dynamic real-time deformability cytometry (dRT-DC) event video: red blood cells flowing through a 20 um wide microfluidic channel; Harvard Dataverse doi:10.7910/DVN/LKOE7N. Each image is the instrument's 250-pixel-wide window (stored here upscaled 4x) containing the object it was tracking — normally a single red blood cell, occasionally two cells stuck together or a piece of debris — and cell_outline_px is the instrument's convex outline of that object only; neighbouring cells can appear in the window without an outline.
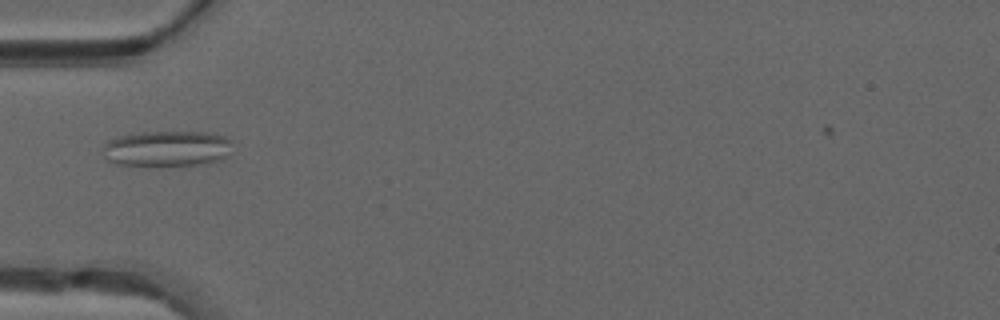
{"species": "common noctule bat (a hibernating species)", "species_latin": "Nyctalus noctula", "temperature_condition": "warm", "stored_images_in_passage": 36, "camera_frame_rate_fps": 3000, "um_per_image_px": 0.085, "animal": {"sex": "male", "forearm_length_mm": 52.5}, "frame": {"image": 1, "passage_image": 3, "time_ms": 0.667, "image_size_px": [1000, 320], "cell_outline_px": [[232, 140], [224, 156], [220, 160], [204, 164], [116, 164], [108, 160], [104, 156], [104, 144], [108, 140], [120, 136], [144, 132], [204, 132], [224, 136]], "centroid_in_image_um": [14.17, 12.6], "position_along_channel_um": 70.8, "area_um2": 26.18}}
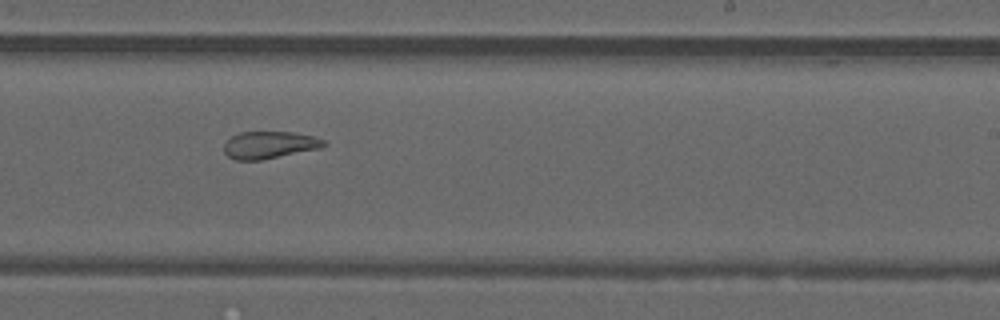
{"frame": {"image": 2, "passage_image": 17, "time_ms": 5.333, "image_size_px": [1000, 320], "cell_outline_px": [[328, 144], [320, 148], [260, 160], [236, 160], [228, 156], [224, 152], [224, 144], [232, 136], [240, 132], [292, 132], [312, 136], [324, 140]], "centroid_in_image_um": [22.89, 12.32], "position_along_channel_um": 266.1, "area_um2": 15.66}}
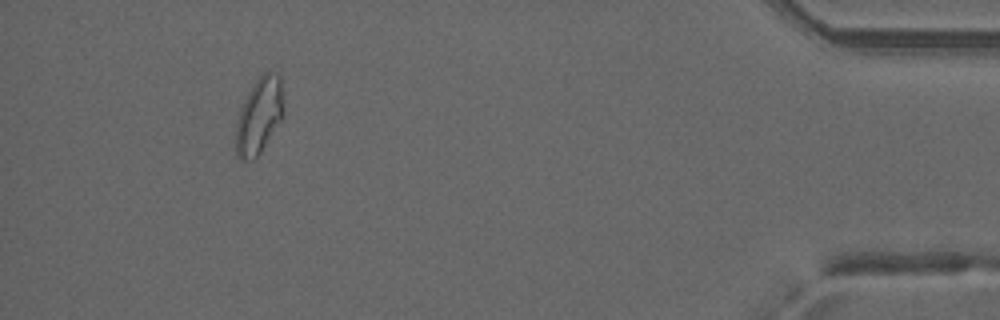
{"frame": {"image": 3, "passage_image": 32, "time_ms": 10.333, "image_size_px": [1000, 320], "cell_outline_px": [[284, 116], [260, 152], [252, 160], [240, 160], [236, 156], [236, 120], [240, 108], [248, 92], [256, 80], [268, 68], [280, 72]], "centroid_in_image_um": [22.04, 9.78], "position_along_channel_um": 413.2, "area_um2": 21.44}, "authors_computed_cell_mechanics": {"area_um2": 17.8024, "velocity_mm_per_s": 4.1837, "shape_relaxation_time_tau1_ms": null, "shape_relaxation_time_tau2_ms": 2.1424, "deformation_change_tau1": null, "deformation_change_tau2": 0.0968}}